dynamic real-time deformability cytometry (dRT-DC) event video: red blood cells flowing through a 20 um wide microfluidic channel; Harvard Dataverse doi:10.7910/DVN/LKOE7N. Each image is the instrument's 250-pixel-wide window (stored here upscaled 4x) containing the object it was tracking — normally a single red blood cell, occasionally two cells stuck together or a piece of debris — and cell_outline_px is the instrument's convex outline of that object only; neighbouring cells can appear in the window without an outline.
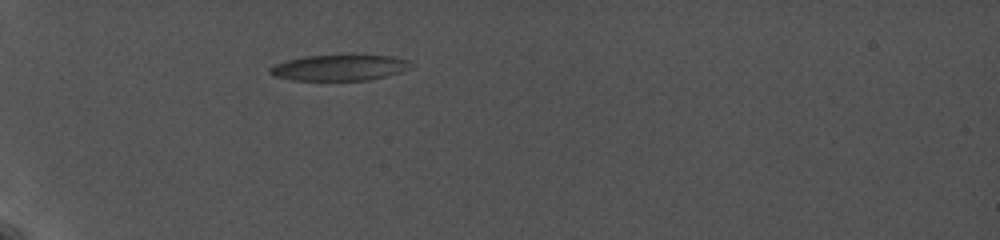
{"species": "common noctule bat (a hibernating species)", "species_latin": "Nyctalus noctula", "temperature_condition": "cold", "stored_images_in_passage": 23, "camera_frame_rate_fps": 5000, "um_per_image_px": 0.085, "animal": {"sex": "female", "body_mass_g": 19.0, "forearm_length_mm": 56.7}, "frame": {"image": 1, "passage_image": 1, "time_ms": 0.0, "image_size_px": [1000, 240], "cell_outline_px": [[412, 68], [400, 72], [368, 80], [292, 80], [272, 76], [268, 72], [268, 68], [272, 64], [284, 60], [304, 56], [344, 52], [352, 52], [392, 56], [412, 60]], "centroid_in_image_um": [28.85, 5.69], "position_along_channel_um": 56.2, "area_um2": 22.72}}
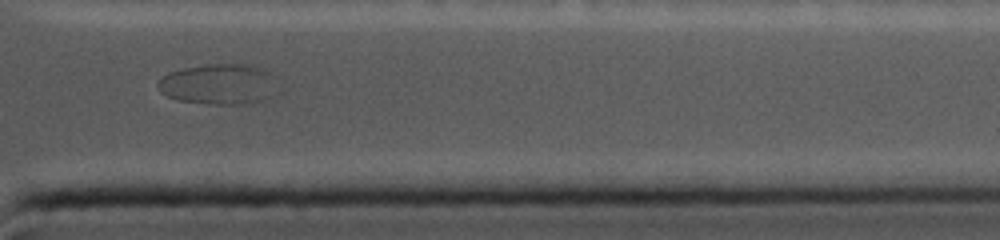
{"frame": {"image": 2, "passage_image": 20, "time_ms": 10.2, "image_size_px": [1000, 240], "cell_outline_px": [[284, 92], [276, 96], [264, 100], [244, 104], [212, 104], [176, 100], [160, 92], [156, 84], [168, 72], [184, 68], [212, 64], [248, 64], [268, 72], [276, 76], [284, 88]], "centroid_in_image_um": [18.76, 7.17], "position_along_channel_um": 392.6, "area_um2": 29.19}}
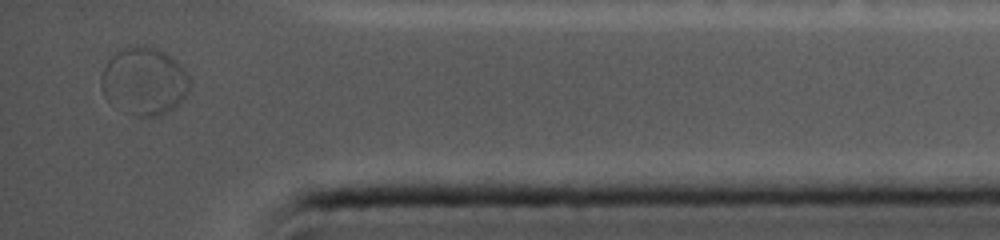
{"frame": {"image": 3, "passage_image": 22, "time_ms": 11.2, "image_size_px": [1000, 240], "cell_outline_px": [[188, 92], [172, 108], [160, 116], [136, 116], [128, 112], [108, 100], [104, 96], [100, 88], [100, 76], [108, 60], [112, 56], [128, 44], [144, 44], [156, 48], [164, 52], [176, 60], [180, 64], [188, 76]], "centroid_in_image_um": [12.21, 6.86], "position_along_channel_um": 423.0, "area_um2": 34.74}}